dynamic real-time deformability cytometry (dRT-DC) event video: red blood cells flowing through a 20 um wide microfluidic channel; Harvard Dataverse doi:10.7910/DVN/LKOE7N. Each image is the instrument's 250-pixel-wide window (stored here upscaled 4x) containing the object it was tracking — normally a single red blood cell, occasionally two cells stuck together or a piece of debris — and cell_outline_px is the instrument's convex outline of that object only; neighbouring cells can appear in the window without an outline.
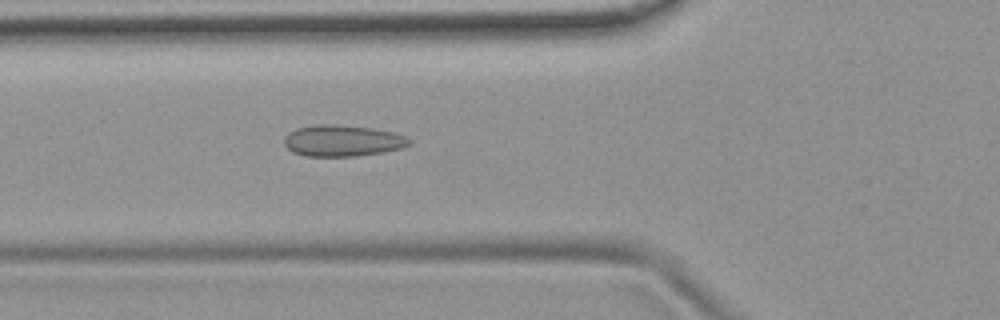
{"species": "common noctule bat (a hibernating species)", "species_latin": "Nyctalus noctula", "temperature_condition": "room temperature", "stored_images_in_passage": 53, "camera_frame_rate_fps": 3000, "um_per_image_px": 0.085, "animal": {"sex": "female", "body_mass_g": 19.9}, "frame": {"image": 1, "passage_image": 19, "time_ms": 6.0, "image_size_px": [1000, 320], "cell_outline_px": [[412, 144], [400, 148], [380, 152], [356, 156], [304, 156], [292, 152], [284, 144], [284, 136], [288, 132], [296, 128], [316, 124], [336, 124], [372, 128], [392, 132], [404, 136], [412, 140]], "centroid_in_image_um": [29.07, 11.95], "position_along_channel_um": 96.7, "area_um2": 22.89}}
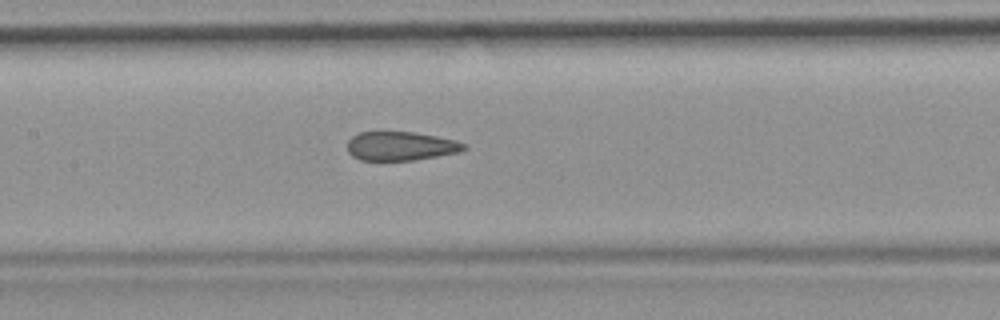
{"frame": {"image": 2, "passage_image": 25, "time_ms": 8.0, "image_size_px": [1000, 320], "cell_outline_px": [[468, 148], [460, 152], [412, 160], [360, 160], [352, 156], [348, 152], [348, 140], [352, 136], [360, 132], [416, 132], [456, 140], [468, 144]], "centroid_in_image_um": [34.09, 12.41], "position_along_channel_um": 173.3, "area_um2": 19.71}}
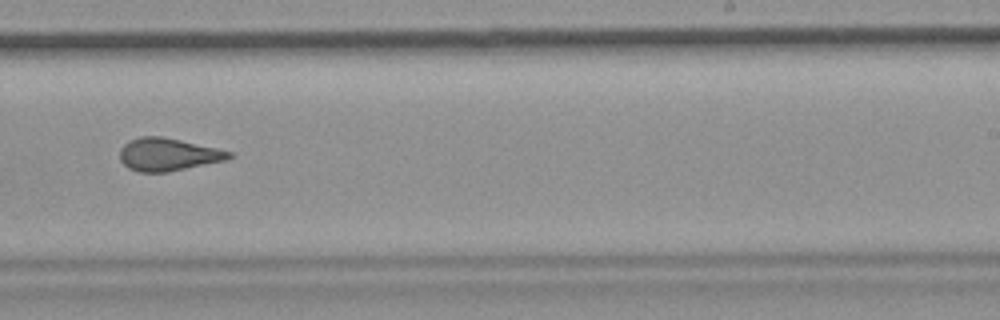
{"frame": {"image": 3, "passage_image": 33, "time_ms": 10.667, "image_size_px": [1000, 320], "cell_outline_px": [[232, 156], [224, 160], [168, 172], [140, 172], [128, 168], [120, 160], [120, 148], [128, 140], [140, 136], [160, 136], [180, 140], [216, 148], [232, 152]], "centroid_in_image_um": [14.22, 13.12], "position_along_channel_um": 274.8, "area_um2": 20.63}, "authors_computed_cell_mechanics": {"area_um2": 21.5594, "velocity_mm_per_s": 3.8129, "shape_relaxation_time_tau1_ms": null, "shape_relaxation_time_tau2_ms": 1.5242, "deformation_change_tau1": null, "deformation_change_tau2": 0.0714}}